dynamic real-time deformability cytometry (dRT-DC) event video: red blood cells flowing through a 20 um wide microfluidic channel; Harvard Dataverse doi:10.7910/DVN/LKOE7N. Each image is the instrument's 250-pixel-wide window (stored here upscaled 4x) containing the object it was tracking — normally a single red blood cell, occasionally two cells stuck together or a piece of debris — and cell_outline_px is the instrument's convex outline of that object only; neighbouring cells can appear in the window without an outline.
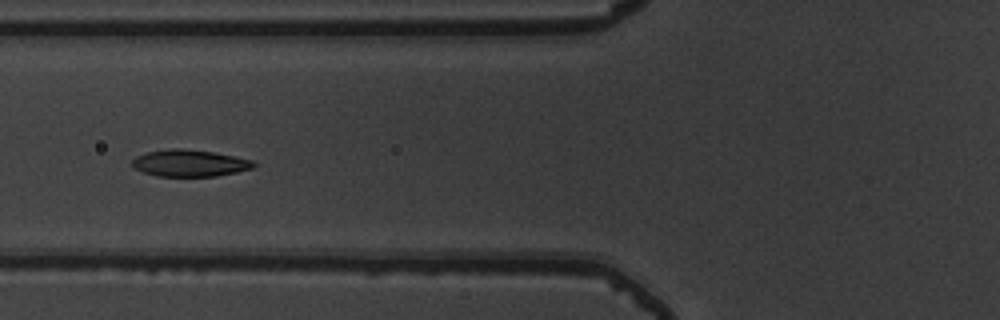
{"species": "common noctule bat (a hibernating species)", "species_latin": "Nyctalus noctula", "temperature_condition": "warm", "stored_images_in_passage": 7, "camera_frame_rate_fps": 3000, "um_per_image_px": 0.085, "animal": {"sex": "male", "body_mass_g": 19.5, "forearm_length_mm": 54.6}, "frame": {"image": 1, "passage_image": 7, "time_ms": 2.0, "image_size_px": [1000, 320], "cell_outline_px": [[256, 164], [252, 168], [236, 172], [216, 176], [156, 176], [132, 168], [132, 160], [136, 156], [148, 152], [172, 148], [180, 148], [212, 152], [236, 156], [252, 160]], "centroid_in_image_um": [16.1, 13.87], "position_along_channel_um": 109.7, "area_um2": 18.9}}